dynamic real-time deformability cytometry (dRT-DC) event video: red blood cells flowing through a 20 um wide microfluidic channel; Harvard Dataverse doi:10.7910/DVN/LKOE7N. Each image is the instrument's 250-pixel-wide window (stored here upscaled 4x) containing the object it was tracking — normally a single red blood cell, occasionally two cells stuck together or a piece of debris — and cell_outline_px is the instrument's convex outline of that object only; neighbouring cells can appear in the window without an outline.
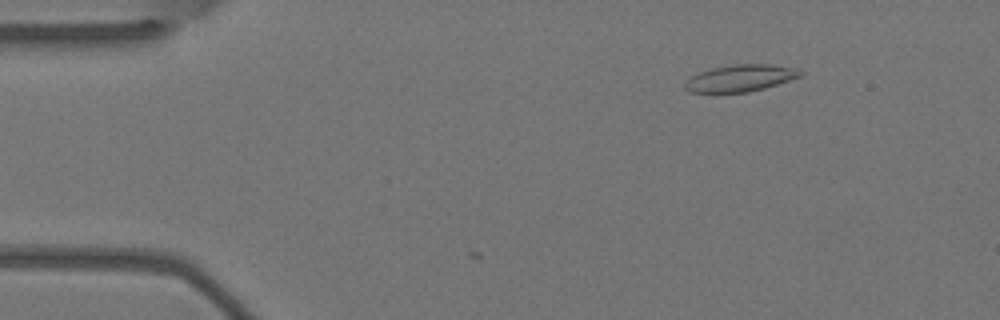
{"species": "Egyptian fruit bat (a non-hibernating species)", "species_latin": "Rousettus aegyptiacus", "temperature_condition": "warm", "stored_images_in_passage": 2, "camera_frame_rate_fps": 3000, "um_per_image_px": 0.085, "animal": {"sex": "female"}, "frame": {"image": 1, "passage_image": 1, "time_ms": 0.0, "image_size_px": [1000, 320], "cell_outline_px": [[804, 72], [800, 76], [764, 88], [748, 92], [688, 92], [684, 88], [684, 84], [692, 76], [700, 72], [712, 68], [736, 64], [772, 64], [792, 68]], "centroid_in_image_um": [62.9, 6.64], "position_along_channel_um": 22.1, "area_um2": 17.69}}